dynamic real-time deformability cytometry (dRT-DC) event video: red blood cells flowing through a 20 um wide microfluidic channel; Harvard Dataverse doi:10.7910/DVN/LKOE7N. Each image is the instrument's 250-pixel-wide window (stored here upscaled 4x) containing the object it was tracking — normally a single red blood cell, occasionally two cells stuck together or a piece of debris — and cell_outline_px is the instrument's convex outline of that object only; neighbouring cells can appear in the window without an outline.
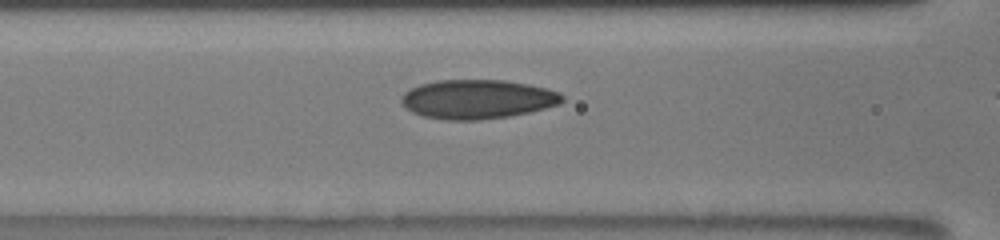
{"species": "human", "species_latin": "Homo sapiens", "temperature_condition": "room temperature", "stored_images_in_passage": 5, "camera_frame_rate_fps": 3000, "um_per_image_px": 0.085, "donor": {"sex": "male"}, "frame": {"image": 1, "passage_image": 3, "time_ms": 0.667, "image_size_px": [1000, 240], "cell_outline_px": [[564, 100], [560, 104], [528, 112], [508, 116], [480, 120], [444, 120], [424, 116], [412, 112], [400, 100], [400, 96], [404, 92], [420, 84], [436, 80], [504, 80], [528, 84], [548, 88], [560, 92], [564, 96]], "centroid_in_image_um": [40.6, 8.43], "position_along_channel_um": 126.0, "area_um2": 36.76}}